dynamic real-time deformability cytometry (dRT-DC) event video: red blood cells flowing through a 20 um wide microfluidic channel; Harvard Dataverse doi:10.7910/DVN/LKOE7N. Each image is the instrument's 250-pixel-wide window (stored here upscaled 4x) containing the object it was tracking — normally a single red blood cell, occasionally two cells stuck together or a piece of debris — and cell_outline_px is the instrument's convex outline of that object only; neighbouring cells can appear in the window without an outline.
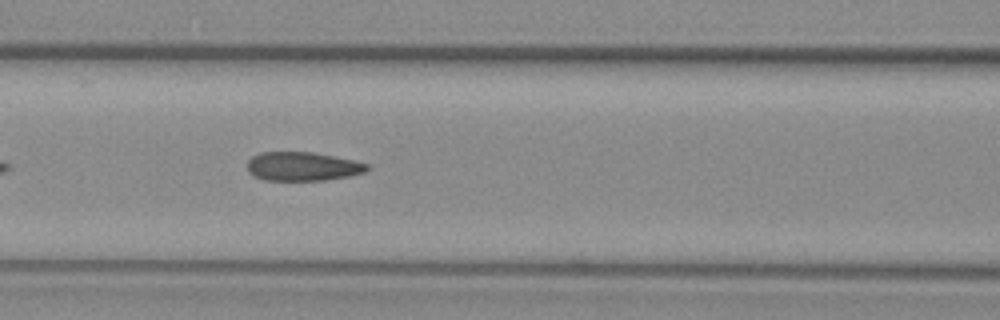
{"species": "common noctule bat (a hibernating species)", "species_latin": "Nyctalus noctula", "temperature_condition": "warm", "stored_images_in_passage": 37, "camera_frame_rate_fps": 3000, "um_per_image_px": 0.085, "animal": {"sex": "female", "body_mass_g": 29.2, "forearm_length_mm": 56.3}, "frame": {"image": 1, "passage_image": 9, "time_ms": 2.667, "image_size_px": [1000, 320], "cell_outline_px": [[372, 168], [364, 172], [348, 176], [324, 180], [264, 180], [248, 172], [248, 160], [252, 156], [260, 152], [312, 152], [352, 160], [368, 164]], "centroid_in_image_um": [25.71, 14.14], "position_along_channel_um": 140.9, "area_um2": 20.0}}
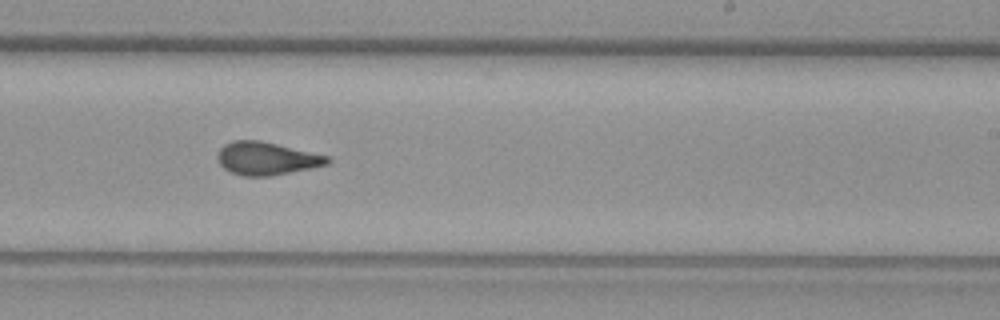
{"frame": {"image": 2, "passage_image": 19, "time_ms": 6.0, "image_size_px": [1000, 320], "cell_outline_px": [[332, 160], [328, 164], [272, 176], [244, 176], [232, 172], [224, 168], [220, 164], [216, 156], [220, 148], [224, 144], [232, 140], [260, 140], [328, 156]], "centroid_in_image_um": [22.63, 13.46], "position_along_channel_um": 266.4, "area_um2": 20.98}}
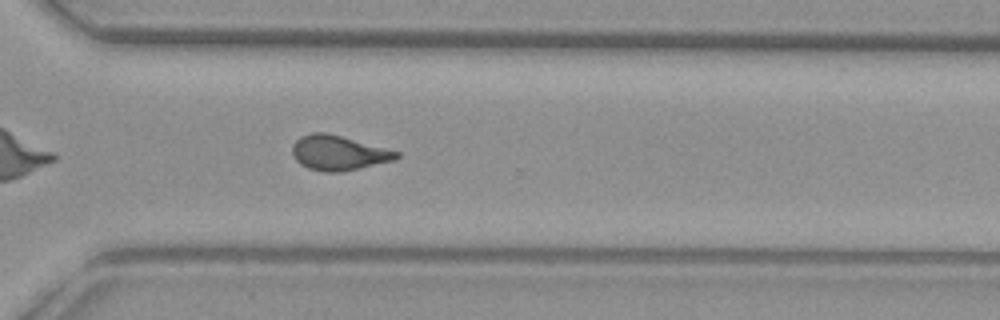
{"frame": {"image": 3, "passage_image": 25, "time_ms": 8.0, "image_size_px": [1000, 320], "cell_outline_px": [[400, 156], [396, 160], [340, 172], [324, 172], [308, 168], [300, 164], [296, 160], [292, 152], [292, 144], [300, 136], [312, 132], [328, 132], [400, 152]], "centroid_in_image_um": [28.76, 12.98], "position_along_channel_um": 341.8, "area_um2": 21.21}}